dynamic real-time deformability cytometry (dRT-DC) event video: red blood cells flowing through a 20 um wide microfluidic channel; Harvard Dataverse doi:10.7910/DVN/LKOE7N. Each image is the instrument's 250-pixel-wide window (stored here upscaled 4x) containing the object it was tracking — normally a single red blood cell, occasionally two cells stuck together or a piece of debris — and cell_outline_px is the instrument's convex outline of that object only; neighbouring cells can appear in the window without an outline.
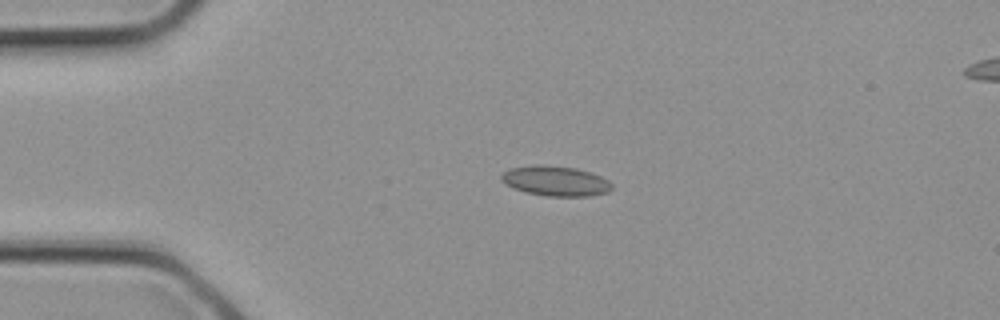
{"species": "common noctule bat (a hibernating species)", "species_latin": "Nyctalus noctula", "temperature_condition": "cold", "stored_images_in_passage": 2, "camera_frame_rate_fps": 3000, "um_per_image_px": 0.085, "animal": {"sex": "female", "body_mass_g": 21.9}, "frame": {"image": 1, "passage_image": 1, "time_ms": 0.0, "image_size_px": [1000, 320], "cell_outline_px": [[612, 188], [608, 192], [588, 196], [544, 196], [524, 192], [512, 188], [504, 184], [500, 180], [500, 176], [508, 168], [532, 164], [544, 164], [576, 168], [592, 172], [608, 180], [612, 184]], "centroid_in_image_um": [47.17, 15.37], "position_along_channel_um": 37.8, "area_um2": 19.77}}